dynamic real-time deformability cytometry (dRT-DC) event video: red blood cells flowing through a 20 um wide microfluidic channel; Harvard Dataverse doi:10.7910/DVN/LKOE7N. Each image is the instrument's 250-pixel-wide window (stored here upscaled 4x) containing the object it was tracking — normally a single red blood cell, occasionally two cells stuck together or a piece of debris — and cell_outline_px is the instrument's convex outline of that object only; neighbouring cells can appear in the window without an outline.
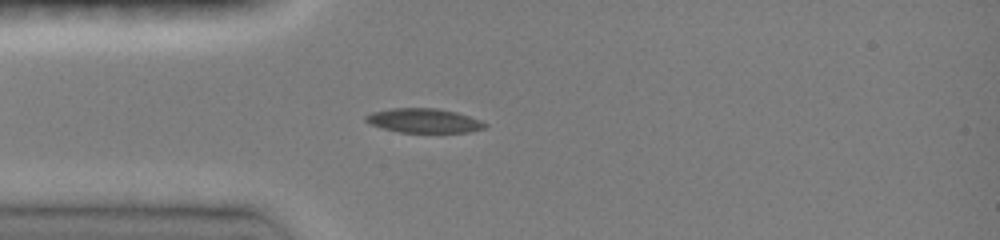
{"species": "common noctule bat (a hibernating species)", "species_latin": "Nyctalus noctula", "temperature_condition": "room temperature", "stored_images_in_passage": 47, "camera_frame_rate_fps": 3000, "um_per_image_px": 0.085, "animal": {"sex": "female", "body_mass_g": 19.0, "forearm_length_mm": 51.5}, "frame": {"image": 1, "passage_image": 12, "time_ms": 3.667, "image_size_px": [1000, 240], "cell_outline_px": [[488, 124], [484, 128], [468, 132], [400, 132], [368, 124], [364, 120], [364, 116], [372, 112], [392, 108], [436, 108], [456, 112], [480, 120]], "centroid_in_image_um": [36.0, 10.25], "position_along_channel_um": 49.0, "area_um2": 16.76}}
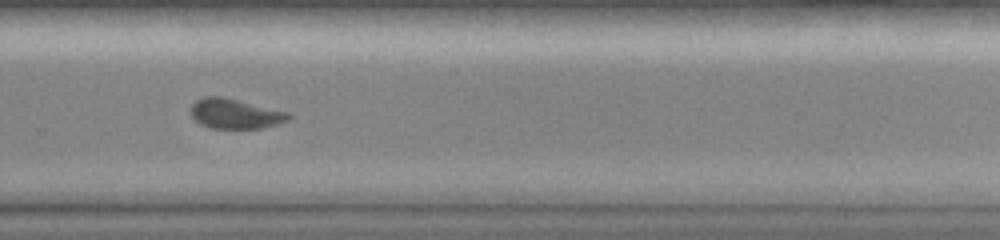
{"frame": {"image": 2, "passage_image": 32, "time_ms": 10.333, "image_size_px": [1000, 240], "cell_outline_px": [[292, 116], [288, 120], [280, 124], [260, 128], [212, 128], [200, 124], [192, 116], [192, 104], [196, 100], [204, 96], [220, 96], [288, 112]], "centroid_in_image_um": [20.0, 9.67], "position_along_channel_um": 309.8, "area_um2": 16.82}}
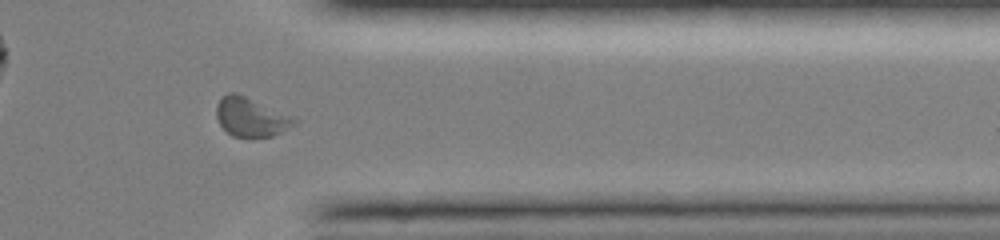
{"frame": {"image": 3, "passage_image": 38, "time_ms": 12.333, "image_size_px": [1000, 240], "cell_outline_px": [[300, 120], [296, 124], [272, 136], [252, 140], [248, 140], [232, 136], [220, 124], [216, 116], [216, 104], [228, 92], [236, 92], [296, 116]], "centroid_in_image_um": [21.38, 9.98], "position_along_channel_um": 390.0, "area_um2": 18.44}, "authors_computed_cell_mechanics": {"area_um2": 17.629, "velocity_mm_per_s": 4.0133, "shape_relaxation_time_tau1_ms": null, "shape_relaxation_time_tau2_ms": 4.7466, "deformation_change_tau1": null, "deformation_change_tau2": 0.0947}}